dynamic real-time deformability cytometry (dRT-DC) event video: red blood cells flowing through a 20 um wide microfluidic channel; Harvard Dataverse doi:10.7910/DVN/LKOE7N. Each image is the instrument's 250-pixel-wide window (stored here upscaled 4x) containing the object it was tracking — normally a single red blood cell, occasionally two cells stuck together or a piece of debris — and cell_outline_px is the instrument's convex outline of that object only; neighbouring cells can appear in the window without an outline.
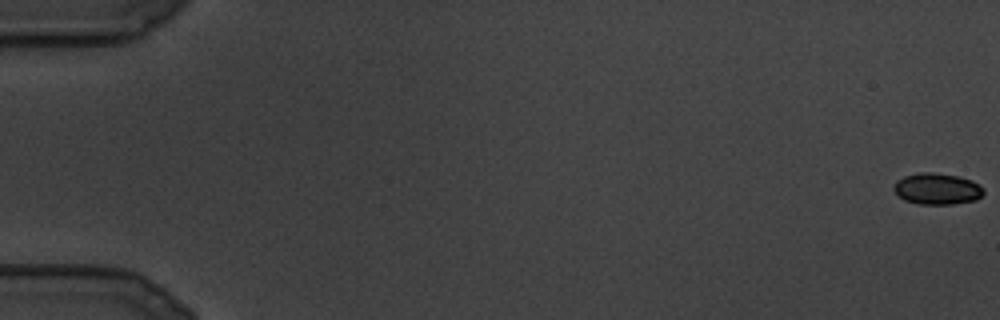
{"species": "common noctule bat (a hibernating species)", "species_latin": "Nyctalus noctula", "temperature_condition": "cold", "stored_images_in_passage": 108, "camera_frame_rate_fps": 3000, "um_per_image_px": 0.085, "animal": {"sex": "male", "body_mass_g": 19.5, "forearm_length_mm": 54.6}, "frame": {"image": 1, "passage_image": 1, "time_ms": 0.0, "image_size_px": [1000, 320], "cell_outline_px": [[984, 192], [976, 200], [952, 204], [920, 204], [904, 200], [892, 188], [896, 180], [904, 176], [920, 172], [932, 172], [956, 176], [972, 180], [980, 184], [984, 188]], "centroid_in_image_um": [79.65, 16.04], "position_along_channel_um": 5.3, "area_um2": 16.42}}
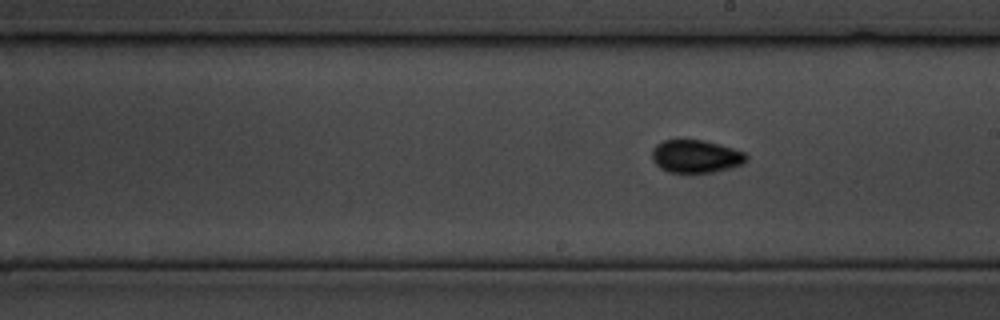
{"frame": {"image": 2, "passage_image": 62, "time_ms": 20.333, "image_size_px": [1000, 320], "cell_outline_px": [[748, 160], [744, 164], [712, 172], [668, 172], [660, 168], [652, 160], [652, 148], [656, 144], [664, 140], [704, 140], [720, 144], [744, 152], [748, 156]], "centroid_in_image_um": [59.14, 13.28], "position_along_channel_um": 229.9, "area_um2": 18.09}}
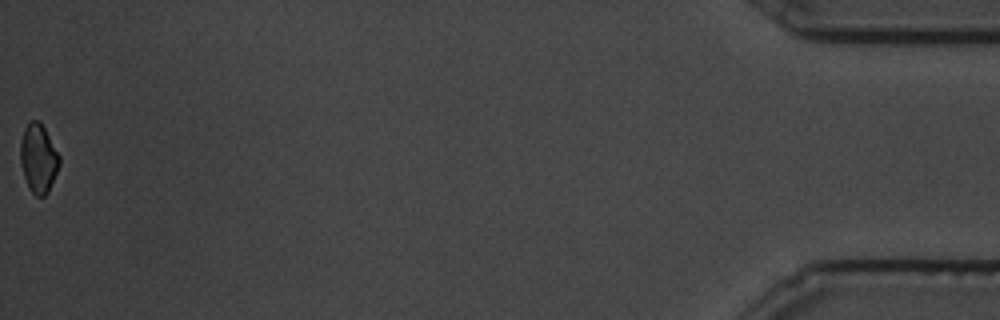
{"frame": {"image": 3, "passage_image": 108, "time_ms": 35.667, "image_size_px": [1000, 320], "cell_outline_px": [[60, 164], [48, 192], [44, 196], [36, 196], [32, 192], [24, 176], [20, 160], [20, 140], [24, 128], [28, 120], [40, 120], [60, 156]], "centroid_in_image_um": [3.26, 13.41], "position_along_channel_um": 431.9, "area_um2": 15.66}}